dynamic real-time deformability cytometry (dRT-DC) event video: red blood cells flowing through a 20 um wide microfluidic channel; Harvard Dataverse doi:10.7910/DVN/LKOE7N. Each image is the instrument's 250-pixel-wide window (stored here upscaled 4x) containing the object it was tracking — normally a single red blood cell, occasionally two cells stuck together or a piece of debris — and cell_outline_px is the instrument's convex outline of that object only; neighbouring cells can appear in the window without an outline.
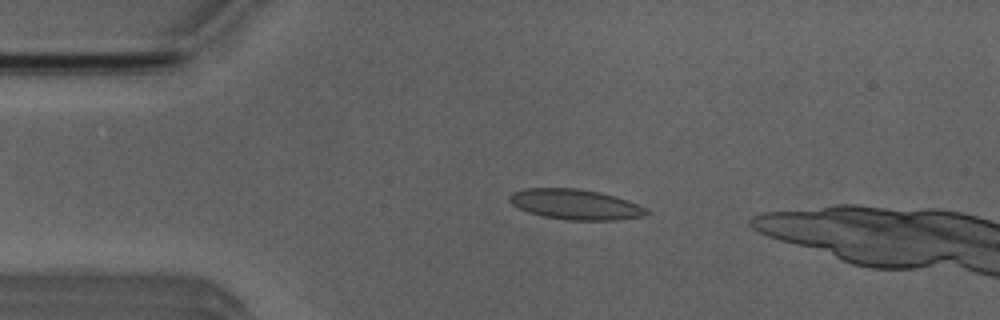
{"species": "Egyptian fruit bat (a non-hibernating species)", "species_latin": "Rousettus aegyptiacus", "temperature_condition": "room temperature", "stored_images_in_passage": 3, "camera_frame_rate_fps": 3000, "um_per_image_px": 0.085, "animal": {"sex": "male"}, "frame": {"image": 1, "passage_image": 2, "time_ms": 1.333, "image_size_px": [1000, 320], "cell_outline_px": [[652, 212], [644, 216], [616, 220], [564, 220], [544, 216], [528, 212], [512, 204], [508, 200], [508, 196], [512, 192], [528, 188], [576, 188], [600, 192], [628, 200], [648, 208]], "centroid_in_image_um": [48.94, 17.38], "position_along_channel_um": 36.1, "area_um2": 24.33}}